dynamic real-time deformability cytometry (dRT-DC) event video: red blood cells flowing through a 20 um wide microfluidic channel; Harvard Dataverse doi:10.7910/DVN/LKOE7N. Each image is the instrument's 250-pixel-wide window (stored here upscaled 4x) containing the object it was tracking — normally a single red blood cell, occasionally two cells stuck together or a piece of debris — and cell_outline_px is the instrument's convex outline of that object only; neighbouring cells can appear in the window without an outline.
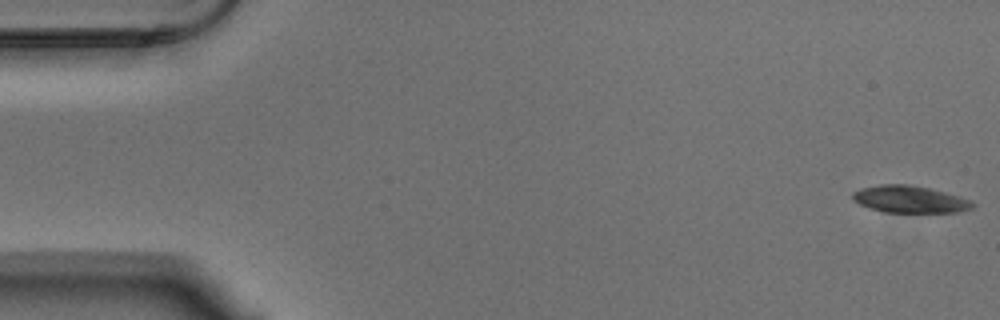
{"species": "Egyptian fruit bat (a non-hibernating species)", "species_latin": "Rousettus aegyptiacus", "temperature_condition": "warm", "stored_images_in_passage": 55, "camera_frame_rate_fps": 3000, "um_per_image_px": 0.085, "animal": {"sex": "male"}, "frame": {"image": 1, "passage_image": 1, "time_ms": 0.0, "image_size_px": [1000, 320], "cell_outline_px": [[976, 204], [972, 208], [956, 212], [884, 212], [860, 204], [852, 200], [852, 192], [860, 188], [880, 184], [904, 184], [928, 188], [956, 196], [968, 200]], "centroid_in_image_um": [77.26, 16.94], "position_along_channel_um": 7.7, "area_um2": 18.55}}
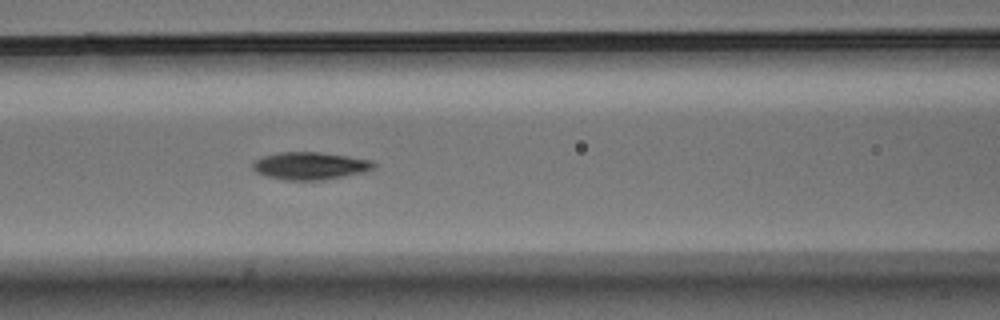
{"frame": {"image": 2, "passage_image": 23, "time_ms": 7.333, "image_size_px": [1000, 320], "cell_outline_px": [[376, 168], [368, 172], [320, 180], [284, 180], [268, 176], [256, 172], [252, 168], [252, 160], [260, 156], [280, 152], [320, 152], [348, 156], [372, 160], [376, 164]], "centroid_in_image_um": [26.37, 14.09], "position_along_channel_um": 140.2, "area_um2": 19.71}}
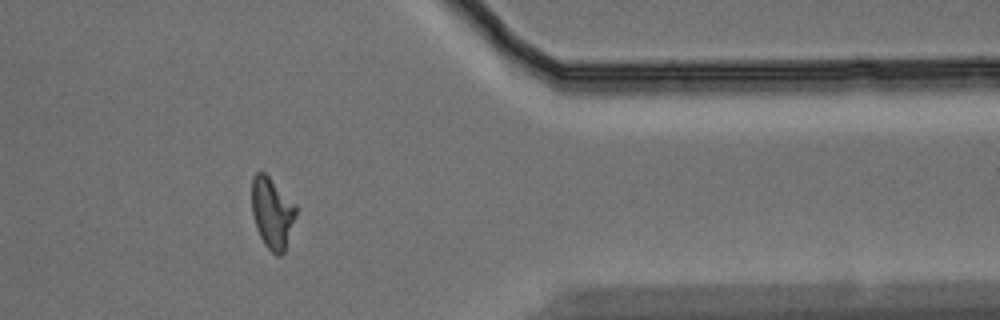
{"frame": {"image": 3, "passage_image": 45, "time_ms": 14.667, "image_size_px": [1000, 320], "cell_outline_px": [[296, 216], [284, 252], [280, 256], [276, 256], [264, 244], [256, 228], [252, 212], [252, 176], [256, 172], [264, 172], [296, 204]], "centroid_in_image_um": [23.13, 18.1], "position_along_channel_um": 388.3, "area_um2": 18.26}, "authors_computed_cell_mechanics": {"area_um2": 18.6694, "velocity_mm_per_s": 3.6341, "shape_relaxation_time_tau1_ms": 5.031, "shape_relaxation_time_tau2_ms": 3.3415, "deformation_change_tau1": 0.1824, "deformation_change_tau2": 0.1034}}